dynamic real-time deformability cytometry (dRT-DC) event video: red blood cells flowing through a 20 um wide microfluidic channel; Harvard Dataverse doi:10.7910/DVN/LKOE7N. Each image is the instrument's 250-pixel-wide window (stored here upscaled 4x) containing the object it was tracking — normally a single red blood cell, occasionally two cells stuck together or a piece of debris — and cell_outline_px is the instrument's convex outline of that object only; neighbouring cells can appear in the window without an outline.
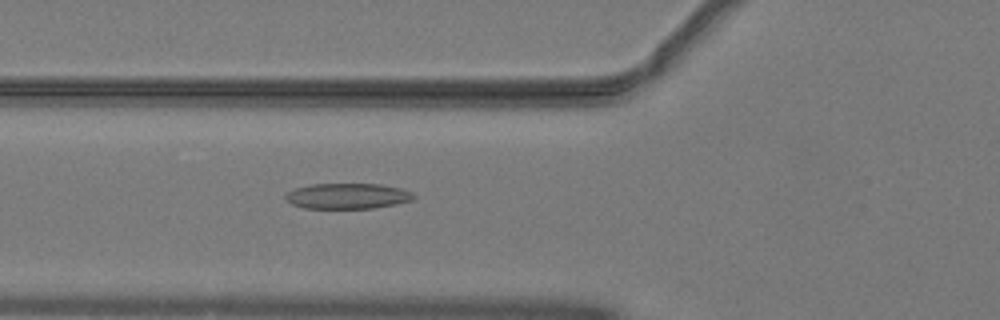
{"species": "common noctule bat (a hibernating species)", "species_latin": "Nyctalus noctula", "temperature_condition": "warm", "stored_images_in_passage": 52, "camera_frame_rate_fps": 3000, "um_per_image_px": 0.085, "animal": {"sex": "male", "body_mass_g": 19.2, "forearm_length_mm": 51.8}, "frame": {"image": 1, "passage_image": 20, "time_ms": 6.333, "image_size_px": [1000, 320], "cell_outline_px": [[416, 196], [412, 200], [396, 204], [372, 208], [304, 208], [292, 204], [284, 200], [284, 196], [288, 192], [296, 188], [312, 184], [380, 184], [400, 188], [412, 192]], "centroid_in_image_um": [29.53, 16.66], "position_along_channel_um": 96.3, "area_um2": 19.07}}
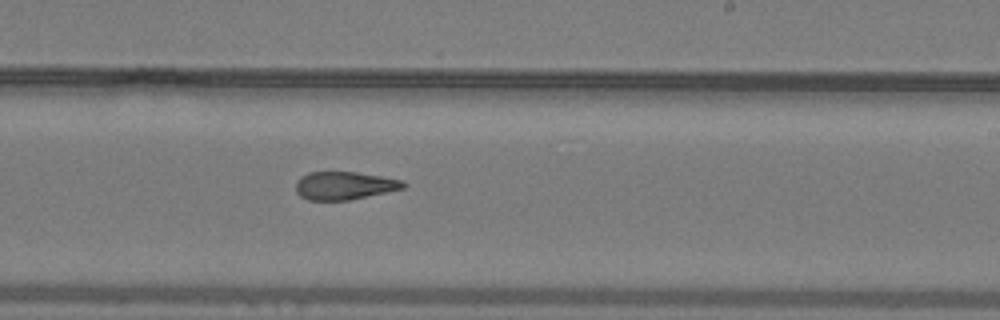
{"frame": {"image": 2, "passage_image": 32, "time_ms": 10.333, "image_size_px": [1000, 320], "cell_outline_px": [[408, 184], [404, 188], [348, 200], [308, 200], [300, 196], [296, 192], [296, 180], [300, 176], [308, 172], [356, 172], [404, 180]], "centroid_in_image_um": [29.25, 15.77], "position_along_channel_um": 259.7, "area_um2": 17.57}}
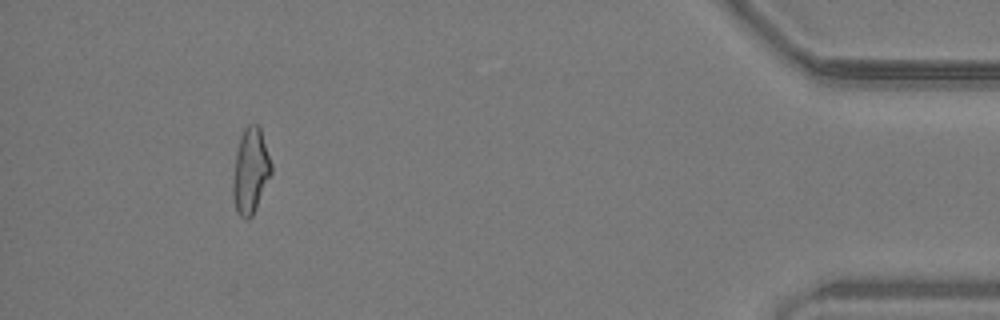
{"frame": {"image": 3, "passage_image": 48, "time_ms": 15.667, "image_size_px": [1000, 320], "cell_outline_px": [[272, 172], [252, 216], [248, 220], [244, 220], [236, 212], [232, 192], [232, 180], [236, 152], [244, 128], [248, 124], [256, 124], [260, 128], [272, 164]], "centroid_in_image_um": [21.28, 14.56], "position_along_channel_um": 413.9, "area_um2": 19.02}, "authors_computed_cell_mechanics": {"area_um2": 19.0451, "velocity_mm_per_s": 4.0734, "shape_relaxation_time_tau1_ms": null, "shape_relaxation_time_tau2_ms": 2.7159, "deformation_change_tau1": null, "deformation_change_tau2": 0.1186}}